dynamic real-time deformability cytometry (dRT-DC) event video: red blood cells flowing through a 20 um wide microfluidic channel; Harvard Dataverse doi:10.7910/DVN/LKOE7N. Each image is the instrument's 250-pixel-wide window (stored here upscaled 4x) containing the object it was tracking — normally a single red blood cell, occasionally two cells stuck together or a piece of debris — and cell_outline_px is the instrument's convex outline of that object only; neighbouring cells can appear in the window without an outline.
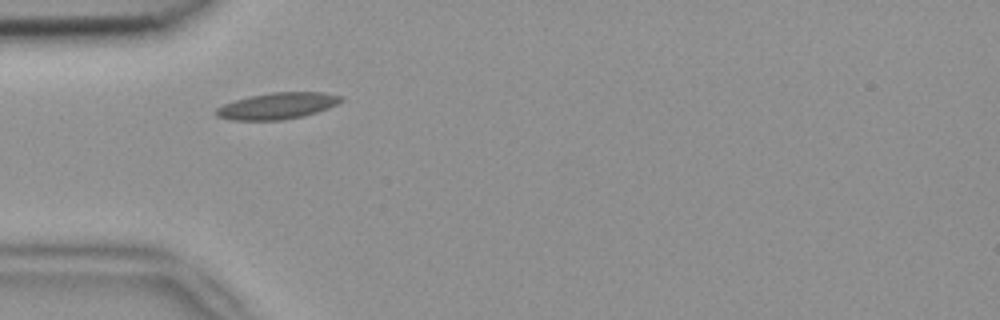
{"species": "common noctule bat (a hibernating species)", "species_latin": "Nyctalus noctula", "temperature_condition": "room temperature", "stored_images_in_passage": 6, "camera_frame_rate_fps": 3000, "um_per_image_px": 0.085, "animal": {"sex": "female", "body_mass_g": 18.4}, "frame": {"image": 1, "passage_image": 1, "time_ms": 0.0, "image_size_px": [1000, 320], "cell_outline_px": [[344, 100], [328, 108], [304, 116], [280, 120], [232, 120], [216, 116], [216, 108], [224, 104], [236, 100], [252, 96], [272, 92], [324, 92], [344, 96]], "centroid_in_image_um": [23.61, 9.0], "position_along_channel_um": 61.4, "area_um2": 19.13}}
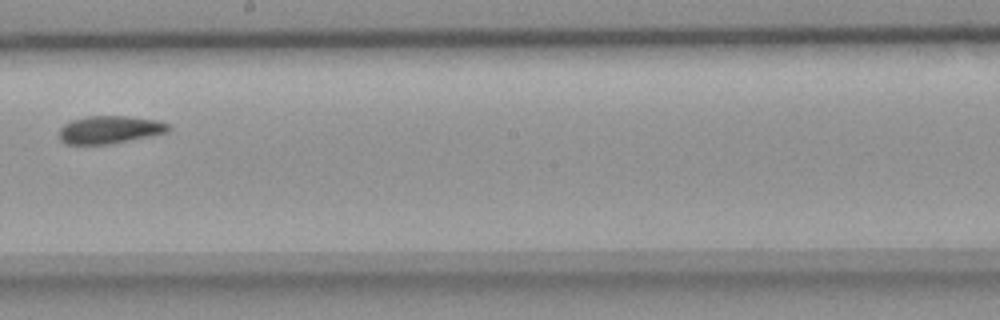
{"frame": {"image": 2, "passage_image": 5, "time_ms": 1.333, "image_size_px": [1000, 320], "cell_outline_px": [[172, 128], [168, 132], [108, 144], [64, 144], [60, 140], [60, 128], [64, 124], [72, 120], [88, 116], [124, 116], [156, 120], [168, 124]], "centroid_in_image_um": [9.3, 11.02], "position_along_channel_um": 238.9, "area_um2": 17.46}}
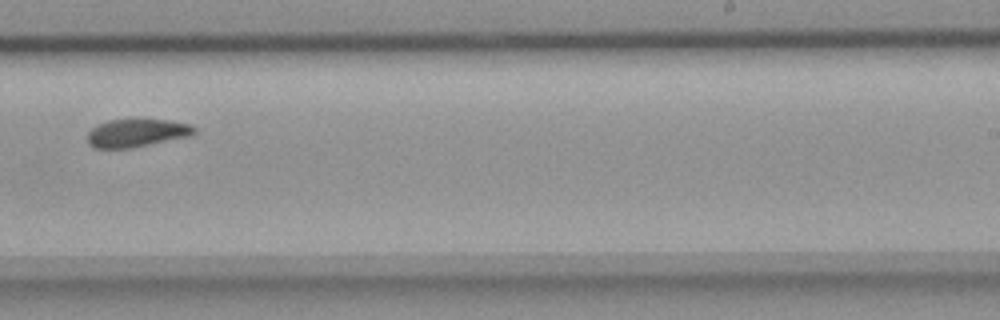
{"frame": {"image": 3, "passage_image": 6, "time_ms": 1.667, "image_size_px": [1000, 320], "cell_outline_px": [[196, 132], [192, 136], [132, 148], [96, 148], [88, 144], [88, 132], [96, 124], [108, 120], [168, 120], [192, 124], [196, 128]], "centroid_in_image_um": [11.65, 11.31], "position_along_channel_um": 277.3, "area_um2": 17.57}}